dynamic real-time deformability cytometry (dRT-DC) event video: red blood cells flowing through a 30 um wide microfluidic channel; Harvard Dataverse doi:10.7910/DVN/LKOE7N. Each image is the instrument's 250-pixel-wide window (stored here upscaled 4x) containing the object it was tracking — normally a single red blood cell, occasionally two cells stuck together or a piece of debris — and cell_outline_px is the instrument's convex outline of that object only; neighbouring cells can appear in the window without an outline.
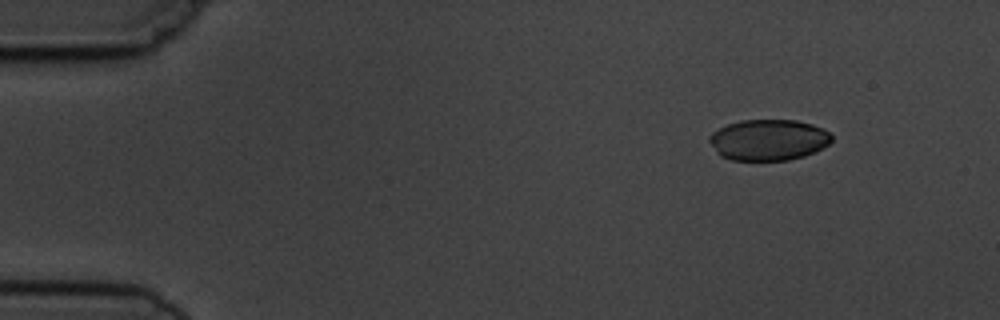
{"species": "common noctule bat (a hibernating species)", "species_latin": "Nyctalus noctula", "temperature_condition": "cold", "stored_images_in_passage": 5, "camera_frame_rate_fps": 3000, "um_per_image_px": 0.085, "animal": {"sex": "male", "body_mass_g": 19.5, "forearm_length_mm": 54.6}, "frame": {"image": 1, "passage_image": 2, "time_ms": 1.333, "image_size_px": [1000, 320], "cell_outline_px": [[832, 140], [828, 144], [816, 152], [804, 156], [788, 160], [732, 160], [720, 156], [708, 140], [708, 136], [712, 132], [728, 124], [740, 120], [796, 120], [812, 124], [824, 128], [832, 136]], "centroid_in_image_um": [65.33, 11.89], "position_along_channel_um": 19.7, "area_um2": 29.36}}